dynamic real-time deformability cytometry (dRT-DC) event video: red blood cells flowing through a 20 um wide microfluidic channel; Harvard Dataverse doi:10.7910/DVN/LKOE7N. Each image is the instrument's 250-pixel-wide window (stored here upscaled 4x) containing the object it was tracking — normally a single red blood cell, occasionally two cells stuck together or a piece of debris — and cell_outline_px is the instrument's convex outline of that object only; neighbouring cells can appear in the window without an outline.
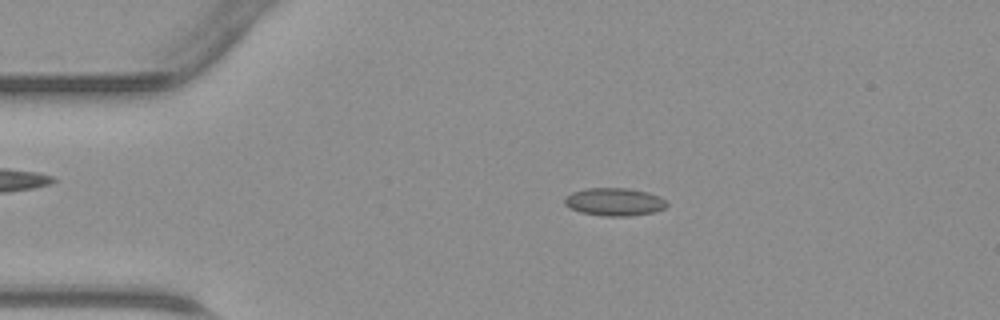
{"species": "common noctule bat (a hibernating species)", "species_latin": "Nyctalus noctula", "temperature_condition": "warm", "stored_images_in_passage": 43, "camera_frame_rate_fps": 3000, "um_per_image_px": 0.085, "animal": {"sex": "male", "body_mass_g": 23.1, "forearm_length_mm": 52.7}, "frame": {"image": 1, "passage_image": 7, "time_ms": 2.0, "image_size_px": [1000, 320], "cell_outline_px": [[668, 204], [664, 208], [656, 212], [628, 216], [604, 216], [580, 212], [568, 208], [564, 204], [564, 196], [572, 192], [584, 188], [628, 188], [648, 192], [660, 196]], "centroid_in_image_um": [52.19, 17.15], "position_along_channel_um": 32.8, "area_um2": 16.82}}
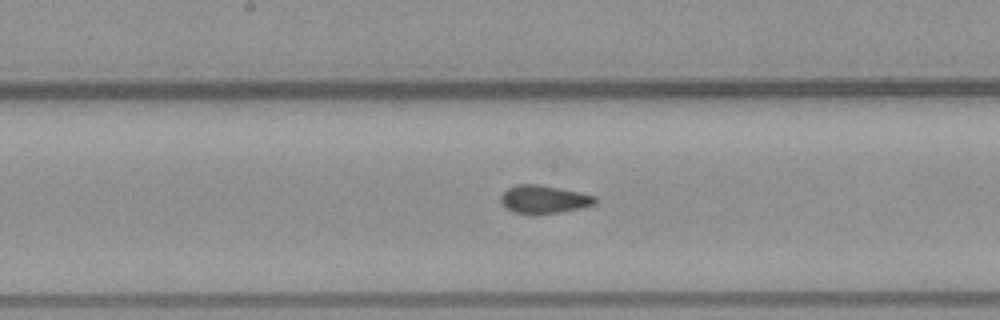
{"frame": {"image": 2, "passage_image": 21, "time_ms": 6.667, "image_size_px": [1000, 320], "cell_outline_px": [[596, 200], [592, 204], [576, 208], [556, 212], [516, 212], [508, 208], [500, 200], [500, 196], [508, 188], [516, 184], [540, 184], [580, 192], [596, 196]], "centroid_in_image_um": [46.21, 16.89], "position_along_channel_um": 202.0, "area_um2": 14.68}}
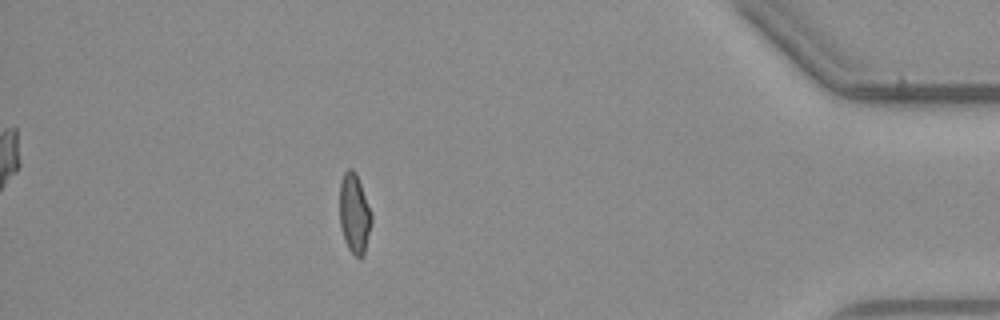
{"frame": {"image": 3, "passage_image": 38, "time_ms": 12.333, "image_size_px": [1000, 320], "cell_outline_px": [[372, 220], [364, 252], [360, 256], [356, 256], [348, 248], [344, 240], [340, 224], [340, 180], [344, 172], [348, 168], [352, 168], [356, 172], [372, 212]], "centroid_in_image_um": [30.11, 18.09], "position_along_channel_um": 405.1, "area_um2": 14.74}}